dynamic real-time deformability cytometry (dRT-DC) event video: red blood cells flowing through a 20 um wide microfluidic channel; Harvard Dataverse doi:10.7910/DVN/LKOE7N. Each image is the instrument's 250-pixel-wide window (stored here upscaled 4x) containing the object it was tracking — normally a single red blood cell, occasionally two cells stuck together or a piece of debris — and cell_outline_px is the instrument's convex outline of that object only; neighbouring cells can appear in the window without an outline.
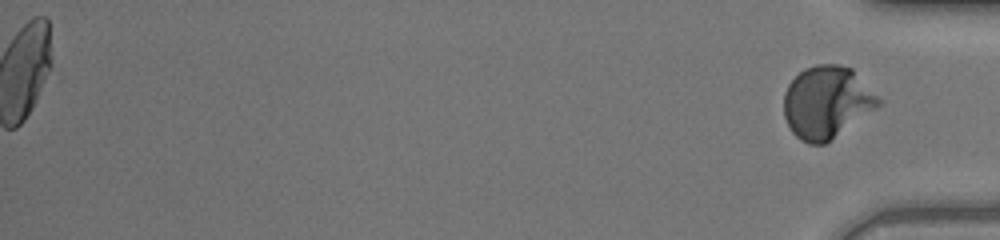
{"species": "human", "species_latin": "Homo sapiens", "temperature_condition": "warm", "stored_images_in_passage": 47, "segment_of_instrument_passage": [2, 2], "camera_frame_rate_fps": 3000, "um_per_image_px": 0.085, "donor": {"sex": "female"}, "frame": {"image": 1, "passage_image": 47, "time_ms": 15.333, "image_size_px": [1000, 240], "cell_outline_px": [[884, 104], [824, 144], [808, 144], [800, 140], [792, 132], [784, 116], [784, 92], [788, 84], [804, 68], [816, 64], [840, 64], [852, 68], [884, 100]], "centroid_in_image_um": [70.32, 8.67], "position_along_channel_um": 364.9, "area_um2": 40.34}}